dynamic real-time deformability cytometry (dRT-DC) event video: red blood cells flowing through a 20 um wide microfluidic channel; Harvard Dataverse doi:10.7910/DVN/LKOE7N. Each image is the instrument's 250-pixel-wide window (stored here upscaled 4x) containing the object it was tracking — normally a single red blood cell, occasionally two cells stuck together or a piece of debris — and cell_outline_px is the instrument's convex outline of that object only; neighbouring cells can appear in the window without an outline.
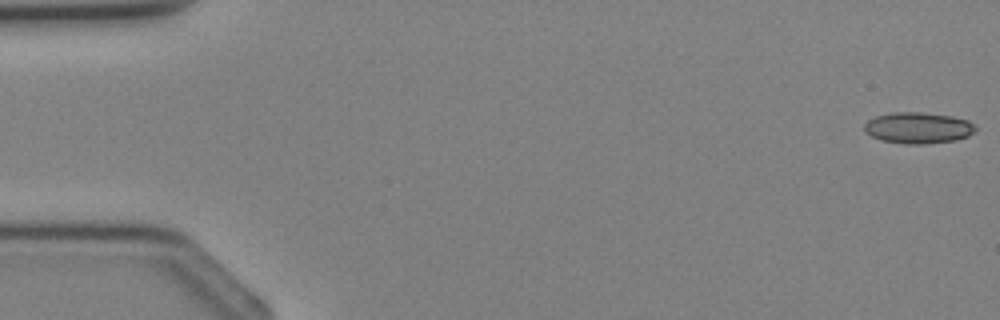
{"species": "Egyptian fruit bat (a non-hibernating species)", "species_latin": "Rousettus aegyptiacus", "temperature_condition": "cold", "stored_images_in_passage": 4, "camera_frame_rate_fps": 3000, "um_per_image_px": 0.085, "animal": {"sex": "female"}, "frame": {"image": 1, "passage_image": 1, "time_ms": 0.0, "image_size_px": [1000, 320], "cell_outline_px": [[976, 132], [968, 136], [956, 140], [924, 144], [904, 144], [880, 140], [864, 132], [864, 124], [868, 120], [876, 116], [892, 112], [920, 112], [952, 116], [968, 120], [976, 128]], "centroid_in_image_um": [78.03, 10.87], "position_along_channel_um": 7.0, "area_um2": 20.35}}
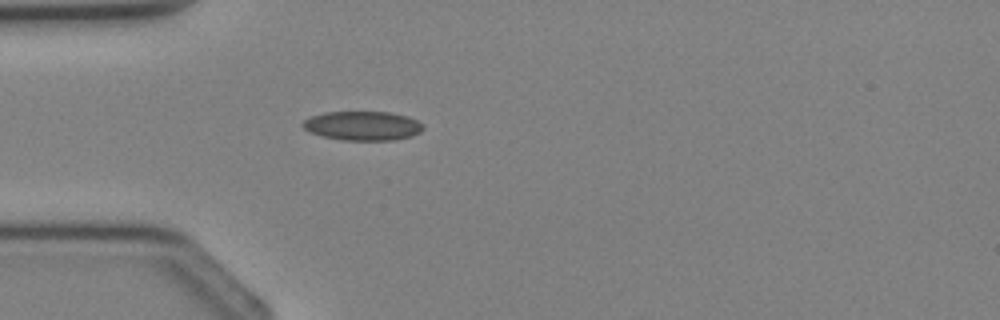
{"frame": {"image": 2, "passage_image": 4, "time_ms": 3.333, "image_size_px": [1000, 320], "cell_outline_px": [[424, 128], [420, 132], [412, 136], [392, 140], [344, 140], [324, 136], [312, 132], [304, 128], [300, 124], [304, 120], [312, 116], [324, 112], [388, 112], [408, 116], [424, 124]], "centroid_in_image_um": [30.86, 10.68], "position_along_channel_um": 54.1, "area_um2": 20.35}}